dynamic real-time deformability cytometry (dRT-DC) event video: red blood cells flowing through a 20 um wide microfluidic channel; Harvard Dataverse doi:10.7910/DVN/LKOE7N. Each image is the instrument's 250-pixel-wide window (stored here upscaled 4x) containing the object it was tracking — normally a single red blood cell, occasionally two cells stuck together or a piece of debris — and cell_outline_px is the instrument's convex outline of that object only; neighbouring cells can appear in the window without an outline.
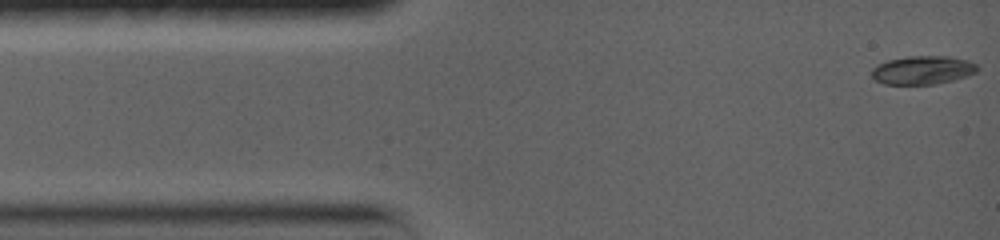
{"species": "common noctule bat (a hibernating species)", "species_latin": "Nyctalus noctula", "temperature_condition": "warm", "stored_images_in_passage": 65, "camera_frame_rate_fps": 5000, "um_per_image_px": 0.085, "animal": {"sex": "female", "body_mass_g": 19.0, "forearm_length_mm": 56.7}, "frame": {"image": 1, "passage_image": 1, "time_ms": 0.0, "image_size_px": [1000, 240], "cell_outline_px": [[980, 68], [976, 72], [952, 80], [932, 84], [884, 84], [876, 80], [872, 76], [872, 68], [888, 60], [908, 56], [948, 56], [968, 60], [976, 64]], "centroid_in_image_um": [78.43, 5.95], "position_along_channel_um": 6.6, "area_um2": 17.34}}
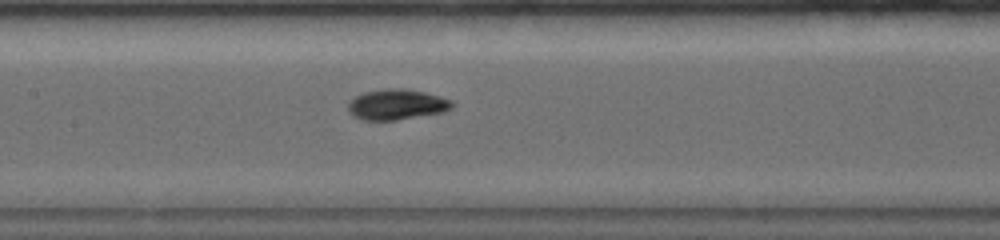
{"frame": {"image": 2, "passage_image": 35, "time_ms": 6.6, "image_size_px": [1000, 240], "cell_outline_px": [[452, 108], [444, 112], [396, 120], [360, 120], [352, 116], [348, 112], [348, 104], [356, 96], [364, 92], [384, 88], [400, 88], [424, 92], [452, 100]], "centroid_in_image_um": [33.69, 8.89], "position_along_channel_um": 173.7, "area_um2": 18.5}}
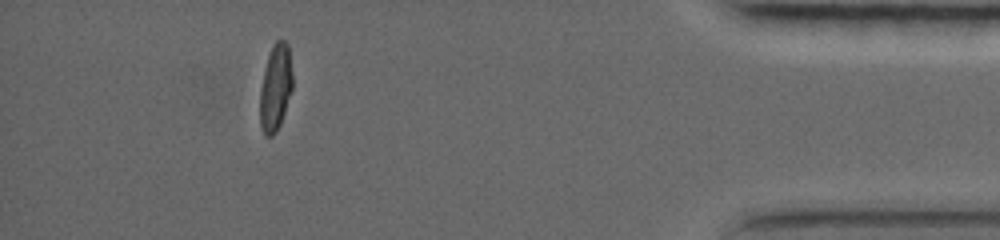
{"frame": {"image": 3, "passage_image": 59, "time_ms": 14.6, "image_size_px": [1000, 240], "cell_outline_px": [[292, 88], [280, 124], [276, 132], [272, 136], [264, 136], [260, 124], [260, 88], [264, 68], [272, 44], [276, 40], [284, 40], [288, 44], [292, 76]], "centroid_in_image_um": [23.4, 7.44], "position_along_channel_um": 411.8, "area_um2": 16.42}, "authors_computed_cell_mechanics": {"area_um2": 17.3978, "velocity_mm_per_s": 3.7024, "shape_relaxation_time_tau1_ms": 3.5101, "shape_relaxation_time_tau2_ms": 2.4399, "deformation_change_tau1": 0.1958, "deformation_change_tau2": 0.0333}}